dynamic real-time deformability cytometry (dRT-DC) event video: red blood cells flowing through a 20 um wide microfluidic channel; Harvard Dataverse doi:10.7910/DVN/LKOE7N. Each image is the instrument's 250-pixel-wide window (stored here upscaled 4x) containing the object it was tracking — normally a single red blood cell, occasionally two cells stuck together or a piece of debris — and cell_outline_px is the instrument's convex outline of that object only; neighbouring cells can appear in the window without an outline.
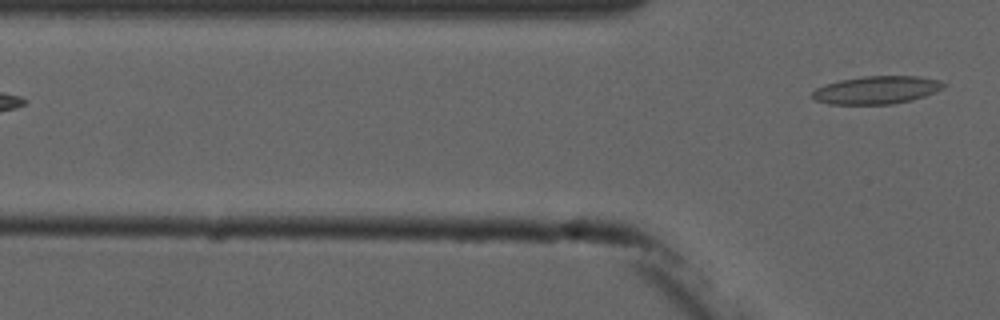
{"species": "common noctule bat (a hibernating species)", "species_latin": "Nyctalus noctula", "temperature_condition": "cold", "stored_images_in_passage": 2, "camera_frame_rate_fps": 3000, "um_per_image_px": 0.085, "animal": {"sex": "male", "forearm_length_mm": 52.5}, "frame": {"image": 1, "passage_image": 2, "time_ms": 1.333, "image_size_px": [1000, 320], "cell_outline_px": [[948, 84], [944, 88], [936, 92], [912, 100], [892, 104], [828, 104], [816, 100], [808, 96], [816, 88], [824, 84], [840, 80], [864, 76], [920, 76], [940, 80]], "centroid_in_image_um": [74.52, 7.64], "position_along_channel_um": 51.3, "area_um2": 21.62}}